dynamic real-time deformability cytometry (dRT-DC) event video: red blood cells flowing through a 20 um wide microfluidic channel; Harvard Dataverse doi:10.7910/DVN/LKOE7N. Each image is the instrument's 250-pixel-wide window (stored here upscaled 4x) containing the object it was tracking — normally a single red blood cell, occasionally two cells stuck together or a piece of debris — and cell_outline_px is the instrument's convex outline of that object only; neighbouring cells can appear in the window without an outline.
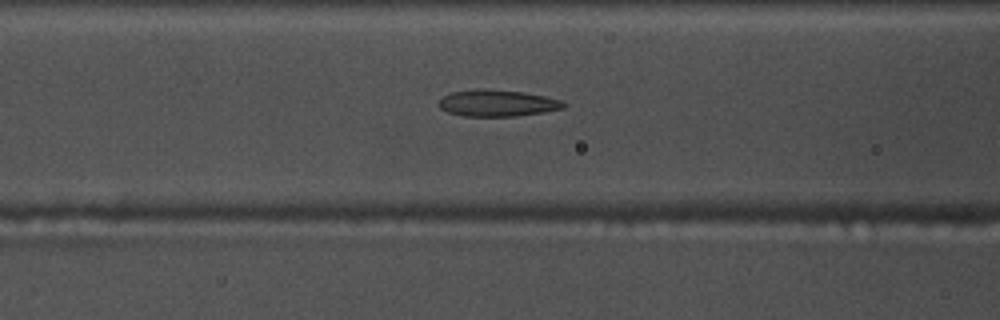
{"species": "common noctule bat (a hibernating species)", "species_latin": "Nyctalus noctula", "temperature_condition": "warm", "stored_images_in_passage": 32, "camera_frame_rate_fps": 3000, "um_per_image_px": 0.085, "animal": {"sex": "male", "body_mass_g": 17.5, "forearm_length_mm": 52.3}, "frame": {"image": 1, "passage_image": 6, "time_ms": 1.667, "image_size_px": [1000, 320], "cell_outline_px": [[568, 104], [564, 108], [516, 116], [464, 116], [448, 112], [440, 108], [440, 100], [444, 96], [452, 92], [524, 92], [564, 100]], "centroid_in_image_um": [42.37, 8.82], "position_along_channel_um": 124.2, "area_um2": 18.21}}
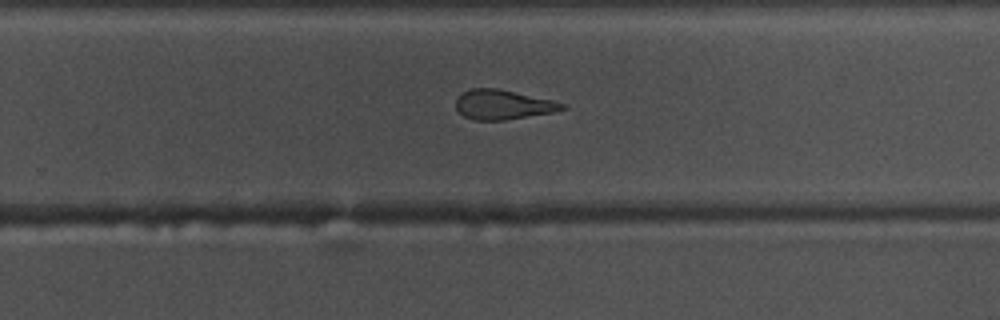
{"frame": {"image": 2, "passage_image": 19, "time_ms": 6.0, "image_size_px": [1000, 320], "cell_outline_px": [[568, 108], [552, 112], [504, 120], [472, 120], [464, 116], [456, 108], [456, 96], [468, 88], [496, 88], [552, 100], [564, 104]], "centroid_in_image_um": [42.69, 8.89], "position_along_channel_um": 287.1, "area_um2": 18.26}}
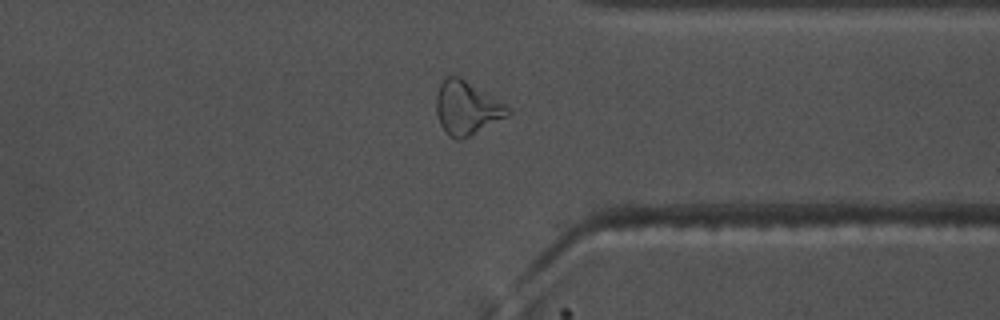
{"frame": {"image": 3, "passage_image": 26, "time_ms": 8.333, "image_size_px": [1000, 320], "cell_outline_px": [[512, 112], [508, 116], [464, 140], [456, 140], [448, 136], [440, 124], [436, 112], [436, 96], [440, 84], [444, 76], [460, 76], [504, 104]], "centroid_in_image_um": [39.64, 9.2], "position_along_channel_um": 371.8, "area_um2": 22.43}, "authors_computed_cell_mechanics": {"area_um2": 19.2474, "velocity_mm_per_s": 3.7661, "shape_relaxation_time_tau1_ms": 9.0874, "shape_relaxation_time_tau2_ms": 3.066, "deformation_change_tau1": 0.2488, "deformation_change_tau2": 0.136}}